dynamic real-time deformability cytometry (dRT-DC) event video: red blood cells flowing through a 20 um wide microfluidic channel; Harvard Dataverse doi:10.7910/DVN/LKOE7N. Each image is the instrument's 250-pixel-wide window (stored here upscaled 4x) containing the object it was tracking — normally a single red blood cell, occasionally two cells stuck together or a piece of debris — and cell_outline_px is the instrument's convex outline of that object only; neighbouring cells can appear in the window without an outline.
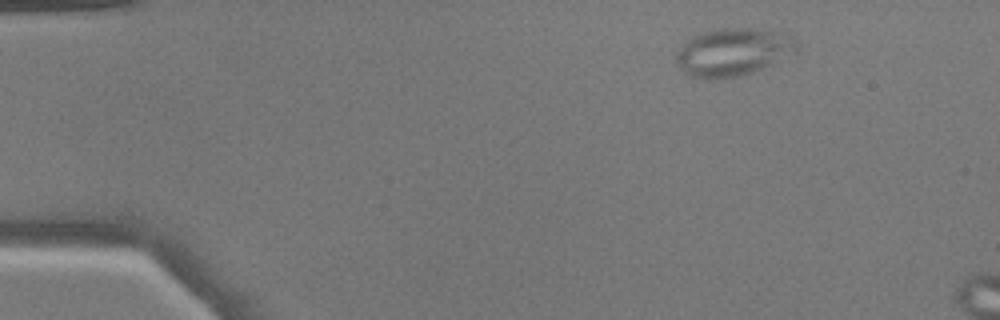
{"species": "common noctule bat (a hibernating species)", "species_latin": "Nyctalus noctula", "temperature_condition": "warm", "stored_images_in_passage": 6, "camera_frame_rate_fps": 3000, "um_per_image_px": 0.085, "animal": {"sex": "male", "body_mass_g": 17.9}, "frame": {"image": 1, "passage_image": 1, "time_ms": 0.0, "image_size_px": [1000, 320], "cell_outline_px": [[796, 52], [772, 64], [752, 72], [740, 76], [708, 80], [688, 76], [684, 72], [676, 60], [676, 48], [692, 36], [704, 32], [720, 28], [748, 28], [772, 32], [796, 40]], "centroid_in_image_um": [62.21, 4.45], "position_along_channel_um": 22.8, "area_um2": 33.18}}